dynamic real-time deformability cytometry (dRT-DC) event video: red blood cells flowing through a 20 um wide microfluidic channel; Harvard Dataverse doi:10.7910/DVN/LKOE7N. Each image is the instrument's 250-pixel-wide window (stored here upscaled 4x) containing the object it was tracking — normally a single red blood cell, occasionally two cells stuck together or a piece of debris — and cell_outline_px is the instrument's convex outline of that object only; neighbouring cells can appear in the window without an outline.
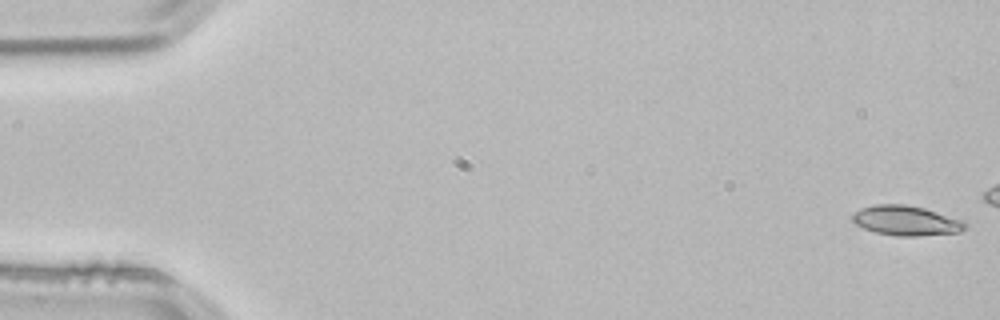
{"species": "common noctule bat (a hibernating species)", "species_latin": "Nyctalus noctula", "temperature_condition": "room temperature", "stored_images_in_passage": 15, "camera_frame_rate_fps": 3000, "um_per_image_px": 0.085, "animal": {"sex": "male", "body_mass_g": 21.5, "forearm_length_mm": 52.0}, "frame": {"image": 1, "passage_image": 1, "time_ms": 0.0, "image_size_px": [1000, 320], "cell_outline_px": [[968, 228], [960, 232], [916, 236], [896, 236], [876, 232], [864, 228], [856, 224], [852, 220], [852, 216], [860, 208], [876, 204], [904, 204], [924, 208], [964, 220], [968, 224]], "centroid_in_image_um": [77.06, 18.75], "position_along_channel_um": 7.9, "area_um2": 19.65}}